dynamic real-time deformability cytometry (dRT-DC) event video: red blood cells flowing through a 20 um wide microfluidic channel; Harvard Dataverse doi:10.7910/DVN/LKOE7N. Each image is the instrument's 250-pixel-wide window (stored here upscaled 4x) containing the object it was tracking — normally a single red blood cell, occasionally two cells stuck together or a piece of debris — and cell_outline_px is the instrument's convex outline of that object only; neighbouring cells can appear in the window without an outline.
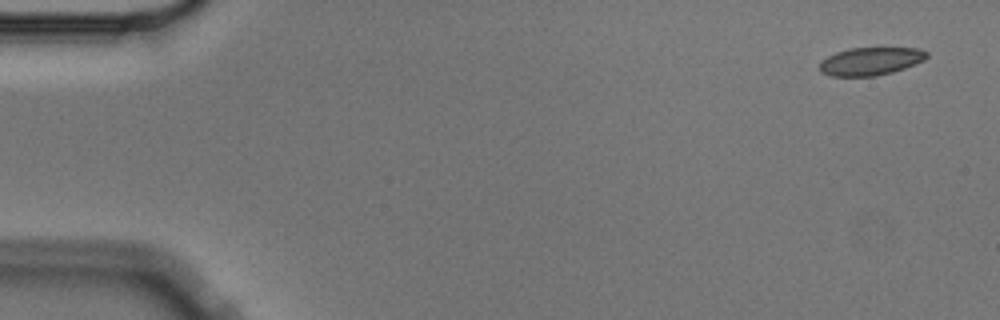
{"species": "Egyptian fruit bat (a non-hibernating species)", "species_latin": "Rousettus aegyptiacus", "temperature_condition": "cold", "stored_images_in_passage": 5, "camera_frame_rate_fps": 3000, "um_per_image_px": 0.085, "animal": {"sex": "male"}, "frame": {"image": 1, "passage_image": 1, "time_ms": 0.0, "image_size_px": [1000, 320], "cell_outline_px": [[928, 56], [924, 60], [904, 68], [892, 72], [876, 76], [828, 76], [820, 72], [820, 60], [836, 52], [852, 48], [916, 48], [928, 52]], "centroid_in_image_um": [73.97, 5.21], "position_along_channel_um": 11.0, "area_um2": 17.4}}